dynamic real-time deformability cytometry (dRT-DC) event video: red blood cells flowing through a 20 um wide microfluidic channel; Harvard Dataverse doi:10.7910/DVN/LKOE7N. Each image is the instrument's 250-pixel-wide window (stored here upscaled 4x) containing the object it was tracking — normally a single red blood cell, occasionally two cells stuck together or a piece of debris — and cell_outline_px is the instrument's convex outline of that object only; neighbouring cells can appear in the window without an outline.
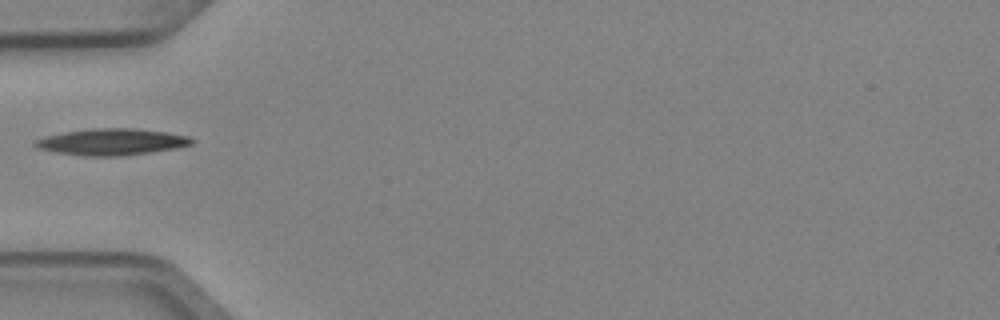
{"species": "Egyptian fruit bat (a non-hibernating species)", "species_latin": "Rousettus aegyptiacus", "temperature_condition": "cold", "stored_images_in_passage": 2, "camera_frame_rate_fps": 3000, "um_per_image_px": 0.085, "animal": {"sex": "female"}, "frame": {"image": 1, "passage_image": 1, "time_ms": 0.0, "image_size_px": [1000, 320], "cell_outline_px": [[196, 140], [192, 144], [176, 148], [120, 156], [84, 156], [56, 152], [40, 148], [32, 144], [32, 140], [44, 136], [64, 132], [92, 128], [136, 128], [168, 132], [188, 136]], "centroid_in_image_um": [9.48, 12.05], "position_along_channel_um": 75.5, "area_um2": 24.28}}
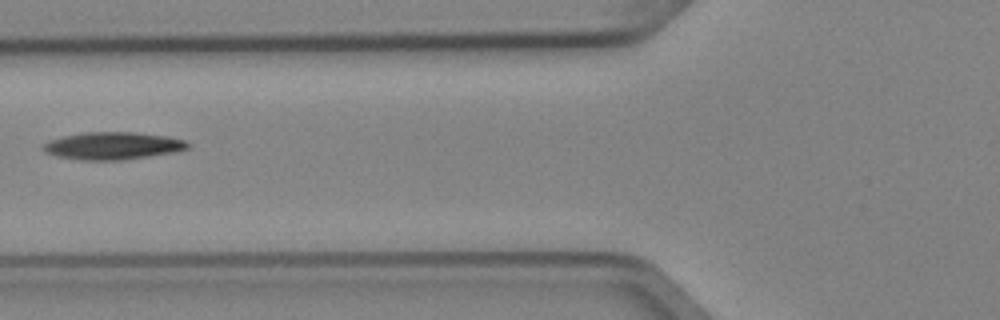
{"frame": {"image": 2, "passage_image": 2, "time_ms": 0.333, "image_size_px": [1000, 320], "cell_outline_px": [[188, 148], [172, 152], [120, 160], [84, 160], [56, 156], [40, 148], [48, 140], [64, 136], [84, 132], [136, 132], [168, 136], [184, 140], [188, 144]], "centroid_in_image_um": [9.55, 12.38], "position_along_channel_um": 116.3, "area_um2": 22.83}}